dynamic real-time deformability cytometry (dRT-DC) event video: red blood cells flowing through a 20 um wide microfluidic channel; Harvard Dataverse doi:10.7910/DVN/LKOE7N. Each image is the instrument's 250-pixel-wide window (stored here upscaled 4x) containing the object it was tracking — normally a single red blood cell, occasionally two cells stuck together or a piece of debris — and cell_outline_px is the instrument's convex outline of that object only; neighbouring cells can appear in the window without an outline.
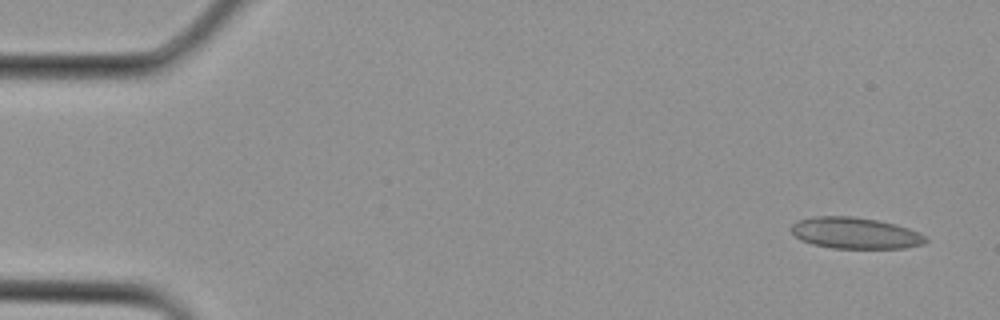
{"species": "Egyptian fruit bat (a non-hibernating species)", "species_latin": "Rousettus aegyptiacus", "temperature_condition": "cold", "stored_images_in_passage": 22, "camera_frame_rate_fps": 3000, "um_per_image_px": 0.085, "animal": {"sex": "female"}, "frame": {"image": 1, "passage_image": 1, "time_ms": 0.0, "image_size_px": [1000, 320], "cell_outline_px": [[928, 240], [924, 244], [904, 248], [832, 248], [812, 244], [800, 240], [788, 228], [792, 224], [800, 220], [816, 216], [852, 216], [876, 220], [896, 224], [908, 228], [924, 236]], "centroid_in_image_um": [72.66, 19.81], "position_along_channel_um": 12.3, "area_um2": 24.45}}
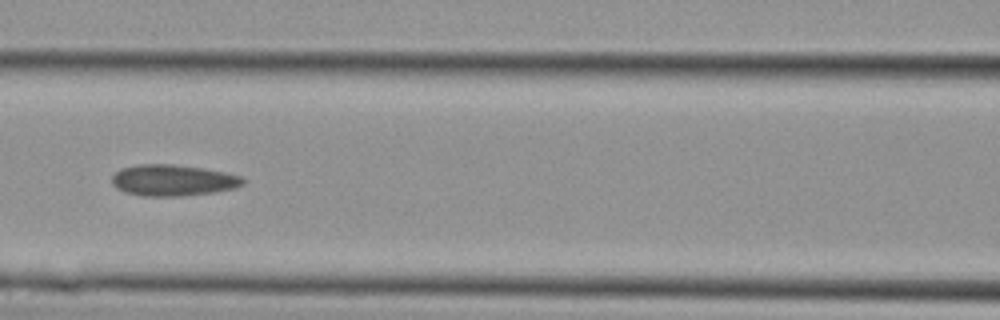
{"frame": {"image": 2, "passage_image": 13, "time_ms": 4.0, "image_size_px": [1000, 320], "cell_outline_px": [[244, 184], [236, 188], [216, 192], [180, 196], [144, 196], [124, 192], [116, 188], [112, 184], [112, 176], [120, 168], [136, 164], [172, 164], [204, 168], [224, 172], [240, 176], [244, 180]], "centroid_in_image_um": [14.68, 15.32], "position_along_channel_um": 151.9, "area_um2": 24.04}}
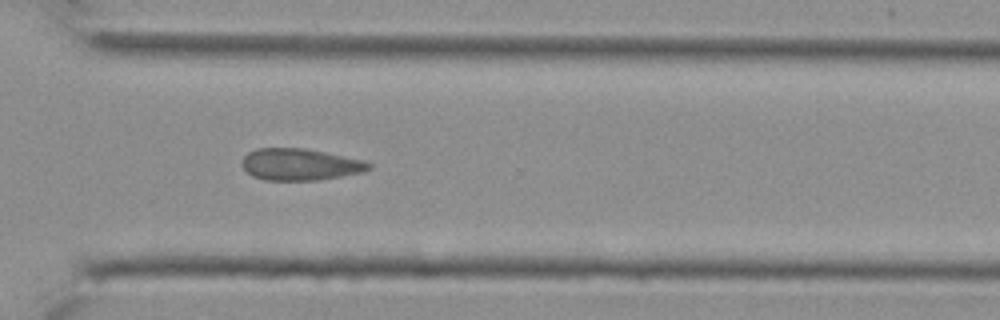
{"frame": {"image": 3, "passage_image": 22, "time_ms": 7.0, "image_size_px": [1000, 320], "cell_outline_px": [[372, 168], [364, 172], [316, 180], [264, 180], [252, 176], [244, 168], [244, 156], [248, 152], [256, 148], [304, 148], [364, 160], [372, 164]], "centroid_in_image_um": [25.53, 13.98], "position_along_channel_um": 345.1, "area_um2": 23.29}}